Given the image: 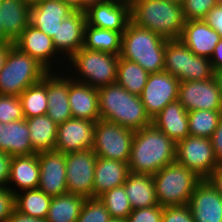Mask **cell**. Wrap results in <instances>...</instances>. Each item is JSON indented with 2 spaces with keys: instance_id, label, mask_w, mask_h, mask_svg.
Here are the masks:
<instances>
[{
  "instance_id": "cell-57",
  "label": "cell",
  "mask_w": 222,
  "mask_h": 222,
  "mask_svg": "<svg viewBox=\"0 0 222 222\" xmlns=\"http://www.w3.org/2000/svg\"><path fill=\"white\" fill-rule=\"evenodd\" d=\"M25 1H27V2H29V3H31V4H33V3H35L36 1H39V0H25Z\"/></svg>"
},
{
  "instance_id": "cell-11",
  "label": "cell",
  "mask_w": 222,
  "mask_h": 222,
  "mask_svg": "<svg viewBox=\"0 0 222 222\" xmlns=\"http://www.w3.org/2000/svg\"><path fill=\"white\" fill-rule=\"evenodd\" d=\"M96 154L92 149L65 154L66 182L69 194L93 197Z\"/></svg>"
},
{
  "instance_id": "cell-37",
  "label": "cell",
  "mask_w": 222,
  "mask_h": 222,
  "mask_svg": "<svg viewBox=\"0 0 222 222\" xmlns=\"http://www.w3.org/2000/svg\"><path fill=\"white\" fill-rule=\"evenodd\" d=\"M99 198L105 204L111 218L126 220L133 210L123 185L105 192Z\"/></svg>"
},
{
  "instance_id": "cell-14",
  "label": "cell",
  "mask_w": 222,
  "mask_h": 222,
  "mask_svg": "<svg viewBox=\"0 0 222 222\" xmlns=\"http://www.w3.org/2000/svg\"><path fill=\"white\" fill-rule=\"evenodd\" d=\"M85 13L89 25L121 33L131 21L130 3L119 0H103L89 4Z\"/></svg>"
},
{
  "instance_id": "cell-12",
  "label": "cell",
  "mask_w": 222,
  "mask_h": 222,
  "mask_svg": "<svg viewBox=\"0 0 222 222\" xmlns=\"http://www.w3.org/2000/svg\"><path fill=\"white\" fill-rule=\"evenodd\" d=\"M179 83L176 77L164 70L149 74L140 98L151 119L167 104L177 100Z\"/></svg>"
},
{
  "instance_id": "cell-31",
  "label": "cell",
  "mask_w": 222,
  "mask_h": 222,
  "mask_svg": "<svg viewBox=\"0 0 222 222\" xmlns=\"http://www.w3.org/2000/svg\"><path fill=\"white\" fill-rule=\"evenodd\" d=\"M85 200L69 193L52 197L46 222H76Z\"/></svg>"
},
{
  "instance_id": "cell-48",
  "label": "cell",
  "mask_w": 222,
  "mask_h": 222,
  "mask_svg": "<svg viewBox=\"0 0 222 222\" xmlns=\"http://www.w3.org/2000/svg\"><path fill=\"white\" fill-rule=\"evenodd\" d=\"M213 69L218 70L222 69V37L217 43L212 56L210 57Z\"/></svg>"
},
{
  "instance_id": "cell-10",
  "label": "cell",
  "mask_w": 222,
  "mask_h": 222,
  "mask_svg": "<svg viewBox=\"0 0 222 222\" xmlns=\"http://www.w3.org/2000/svg\"><path fill=\"white\" fill-rule=\"evenodd\" d=\"M176 162L193 171L202 180L219 164L211 138L192 135L177 142Z\"/></svg>"
},
{
  "instance_id": "cell-18",
  "label": "cell",
  "mask_w": 222,
  "mask_h": 222,
  "mask_svg": "<svg viewBox=\"0 0 222 222\" xmlns=\"http://www.w3.org/2000/svg\"><path fill=\"white\" fill-rule=\"evenodd\" d=\"M188 205L194 222H222V195L206 179L196 185Z\"/></svg>"
},
{
  "instance_id": "cell-13",
  "label": "cell",
  "mask_w": 222,
  "mask_h": 222,
  "mask_svg": "<svg viewBox=\"0 0 222 222\" xmlns=\"http://www.w3.org/2000/svg\"><path fill=\"white\" fill-rule=\"evenodd\" d=\"M177 100L189 111H222V96L214 78L180 82Z\"/></svg>"
},
{
  "instance_id": "cell-35",
  "label": "cell",
  "mask_w": 222,
  "mask_h": 222,
  "mask_svg": "<svg viewBox=\"0 0 222 222\" xmlns=\"http://www.w3.org/2000/svg\"><path fill=\"white\" fill-rule=\"evenodd\" d=\"M25 119L47 113V75L38 83L29 86L20 95Z\"/></svg>"
},
{
  "instance_id": "cell-19",
  "label": "cell",
  "mask_w": 222,
  "mask_h": 222,
  "mask_svg": "<svg viewBox=\"0 0 222 222\" xmlns=\"http://www.w3.org/2000/svg\"><path fill=\"white\" fill-rule=\"evenodd\" d=\"M53 70L47 74V100L48 110L46 115L57 125L72 118L69 106V74ZM61 72V74H60ZM67 75V76H65Z\"/></svg>"
},
{
  "instance_id": "cell-47",
  "label": "cell",
  "mask_w": 222,
  "mask_h": 222,
  "mask_svg": "<svg viewBox=\"0 0 222 222\" xmlns=\"http://www.w3.org/2000/svg\"><path fill=\"white\" fill-rule=\"evenodd\" d=\"M206 180L222 195V164H218Z\"/></svg>"
},
{
  "instance_id": "cell-1",
  "label": "cell",
  "mask_w": 222,
  "mask_h": 222,
  "mask_svg": "<svg viewBox=\"0 0 222 222\" xmlns=\"http://www.w3.org/2000/svg\"><path fill=\"white\" fill-rule=\"evenodd\" d=\"M176 147L174 140L153 125L135 131L127 163L129 171L154 175L176 161Z\"/></svg>"
},
{
  "instance_id": "cell-42",
  "label": "cell",
  "mask_w": 222,
  "mask_h": 222,
  "mask_svg": "<svg viewBox=\"0 0 222 222\" xmlns=\"http://www.w3.org/2000/svg\"><path fill=\"white\" fill-rule=\"evenodd\" d=\"M163 207L156 205L141 209H133L126 219L127 222H161Z\"/></svg>"
},
{
  "instance_id": "cell-53",
  "label": "cell",
  "mask_w": 222,
  "mask_h": 222,
  "mask_svg": "<svg viewBox=\"0 0 222 222\" xmlns=\"http://www.w3.org/2000/svg\"><path fill=\"white\" fill-rule=\"evenodd\" d=\"M101 1H103V0H83V12L86 11L87 6L89 4H92V3H95V2H101Z\"/></svg>"
},
{
  "instance_id": "cell-15",
  "label": "cell",
  "mask_w": 222,
  "mask_h": 222,
  "mask_svg": "<svg viewBox=\"0 0 222 222\" xmlns=\"http://www.w3.org/2000/svg\"><path fill=\"white\" fill-rule=\"evenodd\" d=\"M13 43L21 52L29 54L49 72H52L53 69H58L56 68L58 63L62 64L63 61H66V59L56 51L53 39L30 24ZM59 58H62L61 62H59Z\"/></svg>"
},
{
  "instance_id": "cell-52",
  "label": "cell",
  "mask_w": 222,
  "mask_h": 222,
  "mask_svg": "<svg viewBox=\"0 0 222 222\" xmlns=\"http://www.w3.org/2000/svg\"><path fill=\"white\" fill-rule=\"evenodd\" d=\"M214 79L217 83V86L222 96V69H218L214 71Z\"/></svg>"
},
{
  "instance_id": "cell-22",
  "label": "cell",
  "mask_w": 222,
  "mask_h": 222,
  "mask_svg": "<svg viewBox=\"0 0 222 222\" xmlns=\"http://www.w3.org/2000/svg\"><path fill=\"white\" fill-rule=\"evenodd\" d=\"M179 39L195 55L210 58L221 36L204 20H191L185 22Z\"/></svg>"
},
{
  "instance_id": "cell-43",
  "label": "cell",
  "mask_w": 222,
  "mask_h": 222,
  "mask_svg": "<svg viewBox=\"0 0 222 222\" xmlns=\"http://www.w3.org/2000/svg\"><path fill=\"white\" fill-rule=\"evenodd\" d=\"M15 210V194L7 187H0V222H6Z\"/></svg>"
},
{
  "instance_id": "cell-45",
  "label": "cell",
  "mask_w": 222,
  "mask_h": 222,
  "mask_svg": "<svg viewBox=\"0 0 222 222\" xmlns=\"http://www.w3.org/2000/svg\"><path fill=\"white\" fill-rule=\"evenodd\" d=\"M12 156L0 152V187H7L10 176V163Z\"/></svg>"
},
{
  "instance_id": "cell-6",
  "label": "cell",
  "mask_w": 222,
  "mask_h": 222,
  "mask_svg": "<svg viewBox=\"0 0 222 222\" xmlns=\"http://www.w3.org/2000/svg\"><path fill=\"white\" fill-rule=\"evenodd\" d=\"M158 204L162 207L187 205L202 180L176 161L152 175Z\"/></svg>"
},
{
  "instance_id": "cell-36",
  "label": "cell",
  "mask_w": 222,
  "mask_h": 222,
  "mask_svg": "<svg viewBox=\"0 0 222 222\" xmlns=\"http://www.w3.org/2000/svg\"><path fill=\"white\" fill-rule=\"evenodd\" d=\"M221 119L222 111L202 109L189 111V135L211 138Z\"/></svg>"
},
{
  "instance_id": "cell-41",
  "label": "cell",
  "mask_w": 222,
  "mask_h": 222,
  "mask_svg": "<svg viewBox=\"0 0 222 222\" xmlns=\"http://www.w3.org/2000/svg\"><path fill=\"white\" fill-rule=\"evenodd\" d=\"M161 222H194L189 205L163 207Z\"/></svg>"
},
{
  "instance_id": "cell-30",
  "label": "cell",
  "mask_w": 222,
  "mask_h": 222,
  "mask_svg": "<svg viewBox=\"0 0 222 222\" xmlns=\"http://www.w3.org/2000/svg\"><path fill=\"white\" fill-rule=\"evenodd\" d=\"M29 128V135L33 151L38 154L48 150H55L58 125L46 114L25 119Z\"/></svg>"
},
{
  "instance_id": "cell-51",
  "label": "cell",
  "mask_w": 222,
  "mask_h": 222,
  "mask_svg": "<svg viewBox=\"0 0 222 222\" xmlns=\"http://www.w3.org/2000/svg\"><path fill=\"white\" fill-rule=\"evenodd\" d=\"M74 11L83 12V0H61Z\"/></svg>"
},
{
  "instance_id": "cell-38",
  "label": "cell",
  "mask_w": 222,
  "mask_h": 222,
  "mask_svg": "<svg viewBox=\"0 0 222 222\" xmlns=\"http://www.w3.org/2000/svg\"><path fill=\"white\" fill-rule=\"evenodd\" d=\"M109 211L100 198H86L76 222H108Z\"/></svg>"
},
{
  "instance_id": "cell-34",
  "label": "cell",
  "mask_w": 222,
  "mask_h": 222,
  "mask_svg": "<svg viewBox=\"0 0 222 222\" xmlns=\"http://www.w3.org/2000/svg\"><path fill=\"white\" fill-rule=\"evenodd\" d=\"M148 77L149 73L139 64L119 58L116 83L129 93L140 96Z\"/></svg>"
},
{
  "instance_id": "cell-29",
  "label": "cell",
  "mask_w": 222,
  "mask_h": 222,
  "mask_svg": "<svg viewBox=\"0 0 222 222\" xmlns=\"http://www.w3.org/2000/svg\"><path fill=\"white\" fill-rule=\"evenodd\" d=\"M123 186L132 209L159 205L152 175L129 172Z\"/></svg>"
},
{
  "instance_id": "cell-39",
  "label": "cell",
  "mask_w": 222,
  "mask_h": 222,
  "mask_svg": "<svg viewBox=\"0 0 222 222\" xmlns=\"http://www.w3.org/2000/svg\"><path fill=\"white\" fill-rule=\"evenodd\" d=\"M25 119L19 96L0 94V122L10 123Z\"/></svg>"
},
{
  "instance_id": "cell-56",
  "label": "cell",
  "mask_w": 222,
  "mask_h": 222,
  "mask_svg": "<svg viewBox=\"0 0 222 222\" xmlns=\"http://www.w3.org/2000/svg\"><path fill=\"white\" fill-rule=\"evenodd\" d=\"M168 1L175 2V3H178V4H182L183 3V0H168Z\"/></svg>"
},
{
  "instance_id": "cell-33",
  "label": "cell",
  "mask_w": 222,
  "mask_h": 222,
  "mask_svg": "<svg viewBox=\"0 0 222 222\" xmlns=\"http://www.w3.org/2000/svg\"><path fill=\"white\" fill-rule=\"evenodd\" d=\"M52 197L39 188L15 194V210L19 213L46 220Z\"/></svg>"
},
{
  "instance_id": "cell-9",
  "label": "cell",
  "mask_w": 222,
  "mask_h": 222,
  "mask_svg": "<svg viewBox=\"0 0 222 222\" xmlns=\"http://www.w3.org/2000/svg\"><path fill=\"white\" fill-rule=\"evenodd\" d=\"M135 131L100 119L95 123L93 152L97 157L128 163Z\"/></svg>"
},
{
  "instance_id": "cell-4",
  "label": "cell",
  "mask_w": 222,
  "mask_h": 222,
  "mask_svg": "<svg viewBox=\"0 0 222 222\" xmlns=\"http://www.w3.org/2000/svg\"><path fill=\"white\" fill-rule=\"evenodd\" d=\"M166 39L129 22L122 33L120 58L139 64L149 74L164 70Z\"/></svg>"
},
{
  "instance_id": "cell-49",
  "label": "cell",
  "mask_w": 222,
  "mask_h": 222,
  "mask_svg": "<svg viewBox=\"0 0 222 222\" xmlns=\"http://www.w3.org/2000/svg\"><path fill=\"white\" fill-rule=\"evenodd\" d=\"M6 222H46V220L29 217L14 210Z\"/></svg>"
},
{
  "instance_id": "cell-17",
  "label": "cell",
  "mask_w": 222,
  "mask_h": 222,
  "mask_svg": "<svg viewBox=\"0 0 222 222\" xmlns=\"http://www.w3.org/2000/svg\"><path fill=\"white\" fill-rule=\"evenodd\" d=\"M95 122L79 118H69L58 125L55 150L71 153L92 149L94 146Z\"/></svg>"
},
{
  "instance_id": "cell-32",
  "label": "cell",
  "mask_w": 222,
  "mask_h": 222,
  "mask_svg": "<svg viewBox=\"0 0 222 222\" xmlns=\"http://www.w3.org/2000/svg\"><path fill=\"white\" fill-rule=\"evenodd\" d=\"M121 43V32L96 28L86 22L84 28V48L120 55Z\"/></svg>"
},
{
  "instance_id": "cell-44",
  "label": "cell",
  "mask_w": 222,
  "mask_h": 222,
  "mask_svg": "<svg viewBox=\"0 0 222 222\" xmlns=\"http://www.w3.org/2000/svg\"><path fill=\"white\" fill-rule=\"evenodd\" d=\"M211 28L216 30L222 37V7L216 5L203 19Z\"/></svg>"
},
{
  "instance_id": "cell-40",
  "label": "cell",
  "mask_w": 222,
  "mask_h": 222,
  "mask_svg": "<svg viewBox=\"0 0 222 222\" xmlns=\"http://www.w3.org/2000/svg\"><path fill=\"white\" fill-rule=\"evenodd\" d=\"M181 5L185 22L203 20L206 14L217 5V0H183Z\"/></svg>"
},
{
  "instance_id": "cell-58",
  "label": "cell",
  "mask_w": 222,
  "mask_h": 222,
  "mask_svg": "<svg viewBox=\"0 0 222 222\" xmlns=\"http://www.w3.org/2000/svg\"><path fill=\"white\" fill-rule=\"evenodd\" d=\"M217 5L222 7V0H217Z\"/></svg>"
},
{
  "instance_id": "cell-59",
  "label": "cell",
  "mask_w": 222,
  "mask_h": 222,
  "mask_svg": "<svg viewBox=\"0 0 222 222\" xmlns=\"http://www.w3.org/2000/svg\"><path fill=\"white\" fill-rule=\"evenodd\" d=\"M119 1H124V2H127V3H131L133 0H119Z\"/></svg>"
},
{
  "instance_id": "cell-7",
  "label": "cell",
  "mask_w": 222,
  "mask_h": 222,
  "mask_svg": "<svg viewBox=\"0 0 222 222\" xmlns=\"http://www.w3.org/2000/svg\"><path fill=\"white\" fill-rule=\"evenodd\" d=\"M48 73L49 71L36 59L13 45L0 71V94L19 96Z\"/></svg>"
},
{
  "instance_id": "cell-25",
  "label": "cell",
  "mask_w": 222,
  "mask_h": 222,
  "mask_svg": "<svg viewBox=\"0 0 222 222\" xmlns=\"http://www.w3.org/2000/svg\"><path fill=\"white\" fill-rule=\"evenodd\" d=\"M129 172V166L125 162L97 157L94 170L93 197L99 198L105 192L122 186Z\"/></svg>"
},
{
  "instance_id": "cell-27",
  "label": "cell",
  "mask_w": 222,
  "mask_h": 222,
  "mask_svg": "<svg viewBox=\"0 0 222 222\" xmlns=\"http://www.w3.org/2000/svg\"><path fill=\"white\" fill-rule=\"evenodd\" d=\"M31 3L25 0H2L0 15L4 29V39L14 42L30 24Z\"/></svg>"
},
{
  "instance_id": "cell-23",
  "label": "cell",
  "mask_w": 222,
  "mask_h": 222,
  "mask_svg": "<svg viewBox=\"0 0 222 222\" xmlns=\"http://www.w3.org/2000/svg\"><path fill=\"white\" fill-rule=\"evenodd\" d=\"M69 106L72 117L92 120L101 119L98 103V88L73 80L69 76Z\"/></svg>"
},
{
  "instance_id": "cell-8",
  "label": "cell",
  "mask_w": 222,
  "mask_h": 222,
  "mask_svg": "<svg viewBox=\"0 0 222 222\" xmlns=\"http://www.w3.org/2000/svg\"><path fill=\"white\" fill-rule=\"evenodd\" d=\"M164 71L180 82L214 78L210 58L195 55L180 39L166 41Z\"/></svg>"
},
{
  "instance_id": "cell-5",
  "label": "cell",
  "mask_w": 222,
  "mask_h": 222,
  "mask_svg": "<svg viewBox=\"0 0 222 222\" xmlns=\"http://www.w3.org/2000/svg\"><path fill=\"white\" fill-rule=\"evenodd\" d=\"M119 58V55L82 47L66 60L65 65L63 62L61 68L65 66V71L66 65L69 70L72 67L69 76L73 80L99 88L116 83Z\"/></svg>"
},
{
  "instance_id": "cell-28",
  "label": "cell",
  "mask_w": 222,
  "mask_h": 222,
  "mask_svg": "<svg viewBox=\"0 0 222 222\" xmlns=\"http://www.w3.org/2000/svg\"><path fill=\"white\" fill-rule=\"evenodd\" d=\"M29 132L25 119L8 124L0 122V152L12 157L34 154Z\"/></svg>"
},
{
  "instance_id": "cell-46",
  "label": "cell",
  "mask_w": 222,
  "mask_h": 222,
  "mask_svg": "<svg viewBox=\"0 0 222 222\" xmlns=\"http://www.w3.org/2000/svg\"><path fill=\"white\" fill-rule=\"evenodd\" d=\"M212 146L219 164H222V119L211 137Z\"/></svg>"
},
{
  "instance_id": "cell-26",
  "label": "cell",
  "mask_w": 222,
  "mask_h": 222,
  "mask_svg": "<svg viewBox=\"0 0 222 222\" xmlns=\"http://www.w3.org/2000/svg\"><path fill=\"white\" fill-rule=\"evenodd\" d=\"M40 166L38 154L13 156L10 163V176L7 188L14 194L20 191L37 189L39 185ZM15 185L14 188L10 185ZM18 191H17V189ZM20 190V191H19Z\"/></svg>"
},
{
  "instance_id": "cell-16",
  "label": "cell",
  "mask_w": 222,
  "mask_h": 222,
  "mask_svg": "<svg viewBox=\"0 0 222 222\" xmlns=\"http://www.w3.org/2000/svg\"><path fill=\"white\" fill-rule=\"evenodd\" d=\"M40 166L38 188L50 197L68 193L65 154L58 150L38 153Z\"/></svg>"
},
{
  "instance_id": "cell-55",
  "label": "cell",
  "mask_w": 222,
  "mask_h": 222,
  "mask_svg": "<svg viewBox=\"0 0 222 222\" xmlns=\"http://www.w3.org/2000/svg\"><path fill=\"white\" fill-rule=\"evenodd\" d=\"M108 222H127L125 219L110 218Z\"/></svg>"
},
{
  "instance_id": "cell-20",
  "label": "cell",
  "mask_w": 222,
  "mask_h": 222,
  "mask_svg": "<svg viewBox=\"0 0 222 222\" xmlns=\"http://www.w3.org/2000/svg\"><path fill=\"white\" fill-rule=\"evenodd\" d=\"M85 24L86 13L82 11H74L60 24L52 39L56 51L64 59L68 60L83 47Z\"/></svg>"
},
{
  "instance_id": "cell-21",
  "label": "cell",
  "mask_w": 222,
  "mask_h": 222,
  "mask_svg": "<svg viewBox=\"0 0 222 222\" xmlns=\"http://www.w3.org/2000/svg\"><path fill=\"white\" fill-rule=\"evenodd\" d=\"M73 12L61 0H39L31 5L30 25L53 38L62 21Z\"/></svg>"
},
{
  "instance_id": "cell-2",
  "label": "cell",
  "mask_w": 222,
  "mask_h": 222,
  "mask_svg": "<svg viewBox=\"0 0 222 222\" xmlns=\"http://www.w3.org/2000/svg\"><path fill=\"white\" fill-rule=\"evenodd\" d=\"M101 119L137 131L152 125L140 96L129 93L117 83L98 88Z\"/></svg>"
},
{
  "instance_id": "cell-3",
  "label": "cell",
  "mask_w": 222,
  "mask_h": 222,
  "mask_svg": "<svg viewBox=\"0 0 222 222\" xmlns=\"http://www.w3.org/2000/svg\"><path fill=\"white\" fill-rule=\"evenodd\" d=\"M131 22L166 40L179 39L185 24L182 5L168 0H133Z\"/></svg>"
},
{
  "instance_id": "cell-50",
  "label": "cell",
  "mask_w": 222,
  "mask_h": 222,
  "mask_svg": "<svg viewBox=\"0 0 222 222\" xmlns=\"http://www.w3.org/2000/svg\"><path fill=\"white\" fill-rule=\"evenodd\" d=\"M14 45L13 42H0V71L3 69L10 48Z\"/></svg>"
},
{
  "instance_id": "cell-54",
  "label": "cell",
  "mask_w": 222,
  "mask_h": 222,
  "mask_svg": "<svg viewBox=\"0 0 222 222\" xmlns=\"http://www.w3.org/2000/svg\"><path fill=\"white\" fill-rule=\"evenodd\" d=\"M0 19H1V15H0ZM3 21L0 20V42H7L5 39H4V29H3V24H2Z\"/></svg>"
},
{
  "instance_id": "cell-24",
  "label": "cell",
  "mask_w": 222,
  "mask_h": 222,
  "mask_svg": "<svg viewBox=\"0 0 222 222\" xmlns=\"http://www.w3.org/2000/svg\"><path fill=\"white\" fill-rule=\"evenodd\" d=\"M152 125L177 143L189 136L188 111L176 100L152 118Z\"/></svg>"
}]
</instances>
